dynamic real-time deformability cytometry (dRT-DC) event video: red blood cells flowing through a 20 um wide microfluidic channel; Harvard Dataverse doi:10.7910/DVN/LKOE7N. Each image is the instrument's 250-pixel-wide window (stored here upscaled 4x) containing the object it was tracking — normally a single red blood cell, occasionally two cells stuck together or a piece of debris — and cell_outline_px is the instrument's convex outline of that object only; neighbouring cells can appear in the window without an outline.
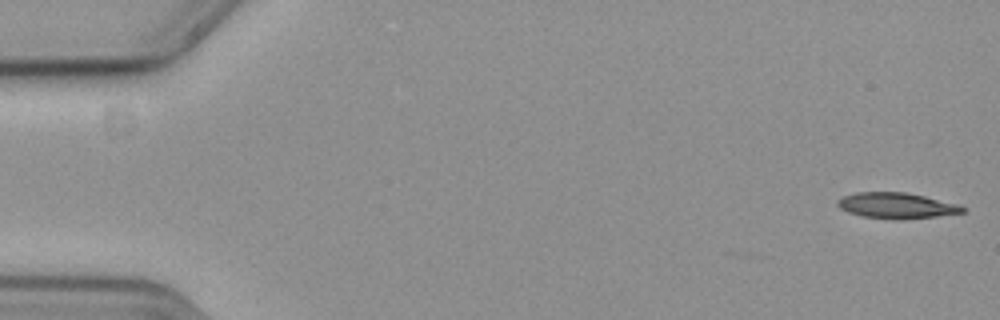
{"species": "common noctule bat (a hibernating species)", "species_latin": "Nyctalus noctula", "temperature_condition": "cold", "stored_images_in_passage": 10, "camera_frame_rate_fps": 3000, "um_per_image_px": 0.085, "animal": {"sex": "female", "body_mass_g": 19.3, "forearm_length_mm": 54.1}, "frame": {"image": 1, "passage_image": 1, "time_ms": 0.0, "image_size_px": [1000, 320], "cell_outline_px": [[964, 212], [936, 216], [864, 216], [848, 212], [840, 208], [836, 204], [836, 200], [844, 196], [856, 192], [904, 192], [924, 196], [960, 204], [964, 208]], "centroid_in_image_um": [76.17, 17.41], "position_along_channel_um": 8.8, "area_um2": 17.63}}